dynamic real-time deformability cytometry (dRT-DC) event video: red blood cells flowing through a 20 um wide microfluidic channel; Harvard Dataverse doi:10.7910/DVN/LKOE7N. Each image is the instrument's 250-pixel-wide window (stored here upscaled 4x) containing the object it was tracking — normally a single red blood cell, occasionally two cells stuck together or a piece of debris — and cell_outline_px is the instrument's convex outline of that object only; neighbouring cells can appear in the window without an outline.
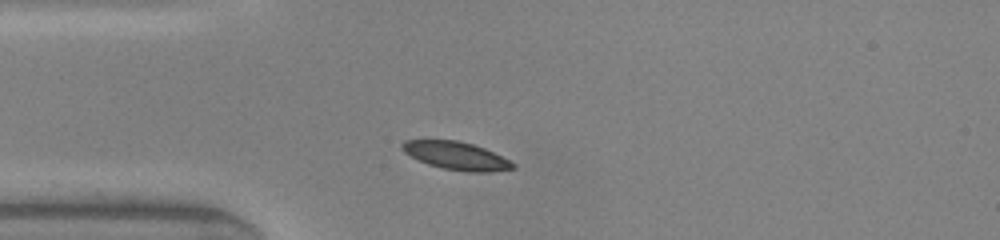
{"species": "common noctule bat (a hibernating species)", "species_latin": "Nyctalus noctula", "temperature_condition": "warm", "stored_images_in_passage": 9, "camera_frame_rate_fps": 3000, "um_per_image_px": 0.085, "animal": {"sex": "male", "body_mass_g": 20.0, "forearm_length_mm": 53.3}, "frame": {"image": 1, "passage_image": 1, "time_ms": 0.0, "image_size_px": [1000, 240], "cell_outline_px": [[516, 168], [488, 172], [468, 172], [444, 168], [428, 164], [404, 152], [400, 148], [400, 144], [404, 140], [456, 140], [472, 144], [484, 148], [516, 164]], "centroid_in_image_um": [38.76, 13.23], "position_along_channel_um": 46.2, "area_um2": 17.8}}
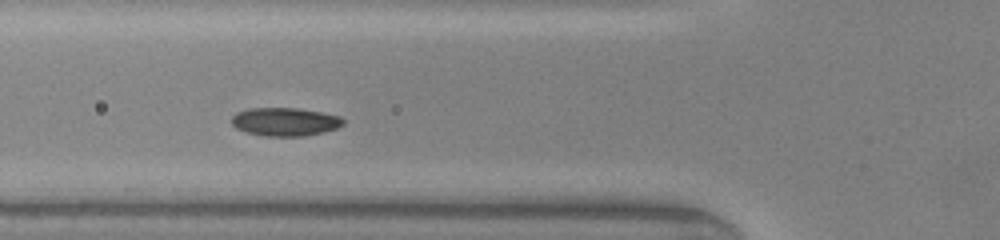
{"frame": {"image": 2, "passage_image": 6, "time_ms": 1.667, "image_size_px": [1000, 240], "cell_outline_px": [[344, 124], [336, 128], [324, 132], [304, 136], [264, 136], [244, 132], [236, 128], [232, 124], [232, 116], [236, 112], [248, 108], [296, 108], [320, 112], [340, 116], [344, 120]], "centroid_in_image_um": [24.2, 10.35], "position_along_channel_um": 101.6, "area_um2": 18.5}}